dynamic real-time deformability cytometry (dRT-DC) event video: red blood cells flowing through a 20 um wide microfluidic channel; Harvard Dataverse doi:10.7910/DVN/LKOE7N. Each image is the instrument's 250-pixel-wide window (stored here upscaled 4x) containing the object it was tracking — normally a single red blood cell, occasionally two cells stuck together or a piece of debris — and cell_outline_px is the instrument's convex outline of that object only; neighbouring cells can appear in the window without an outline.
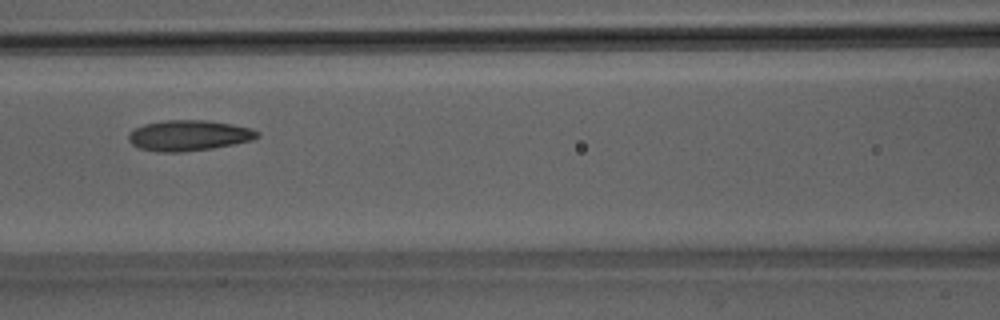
{"species": "Egyptian fruit bat (a non-hibernating species)", "species_latin": "Rousettus aegyptiacus", "temperature_condition": "room temperature", "stored_images_in_passage": 46, "camera_frame_rate_fps": 3000, "um_per_image_px": 0.085, "animal": {"sex": "male"}, "frame": {"image": 1, "passage_image": 18, "time_ms": 5.667, "image_size_px": [1000, 320], "cell_outline_px": [[260, 136], [252, 140], [212, 148], [180, 152], [156, 152], [140, 148], [132, 144], [128, 140], [128, 132], [144, 124], [164, 120], [204, 120], [232, 124], [252, 128], [260, 132]], "centroid_in_image_um": [16.04, 11.51], "position_along_channel_um": 150.6, "area_um2": 23.0}}
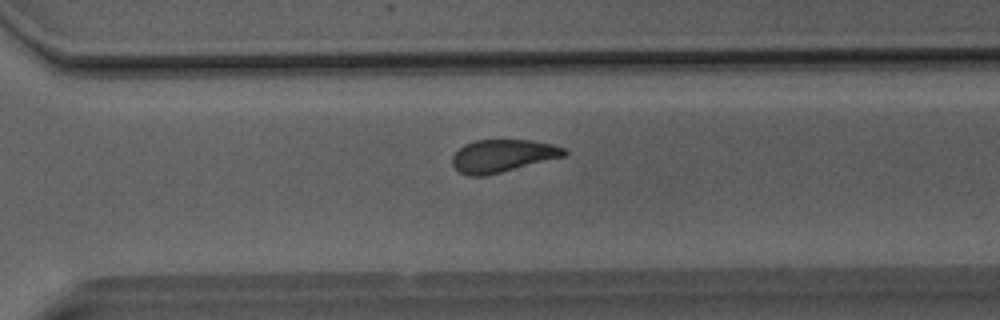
{"frame": {"image": 2, "passage_image": 31, "time_ms": 10.0, "image_size_px": [1000, 320], "cell_outline_px": [[568, 152], [564, 156], [484, 176], [468, 176], [460, 172], [452, 164], [452, 156], [464, 144], [476, 140], [532, 140], [552, 144], [564, 148]], "centroid_in_image_um": [42.7, 13.24], "position_along_channel_um": 327.9, "area_um2": 21.04}}
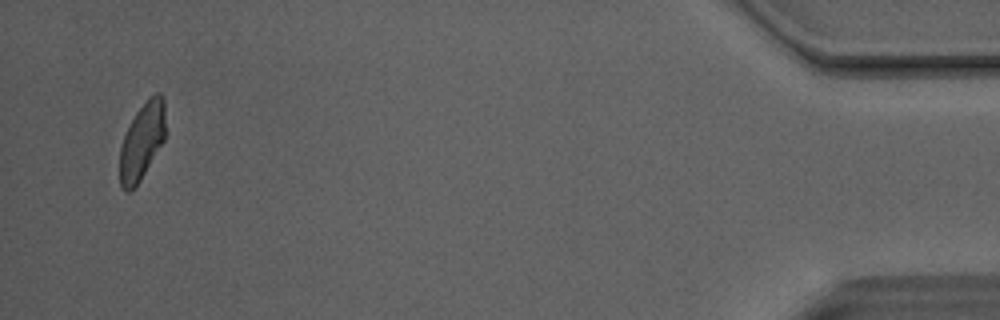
{"frame": {"image": 3, "passage_image": 44, "time_ms": 14.333, "image_size_px": [1000, 320], "cell_outline_px": [[164, 140], [140, 180], [128, 192], [124, 192], [120, 184], [120, 148], [124, 136], [136, 112], [148, 96], [156, 92], [160, 92], [164, 100]], "centroid_in_image_um": [12.06, 11.98], "position_along_channel_um": 423.1, "area_um2": 20.11}, "authors_computed_cell_mechanics": {"area_um2": 22.3975, "velocity_mm_per_s": 4.1103, "shape_relaxation_time_tau1_ms": null, "shape_relaxation_time_tau2_ms": 1.8983, "deformation_change_tau1": null, "deformation_change_tau2": 0.0866}}